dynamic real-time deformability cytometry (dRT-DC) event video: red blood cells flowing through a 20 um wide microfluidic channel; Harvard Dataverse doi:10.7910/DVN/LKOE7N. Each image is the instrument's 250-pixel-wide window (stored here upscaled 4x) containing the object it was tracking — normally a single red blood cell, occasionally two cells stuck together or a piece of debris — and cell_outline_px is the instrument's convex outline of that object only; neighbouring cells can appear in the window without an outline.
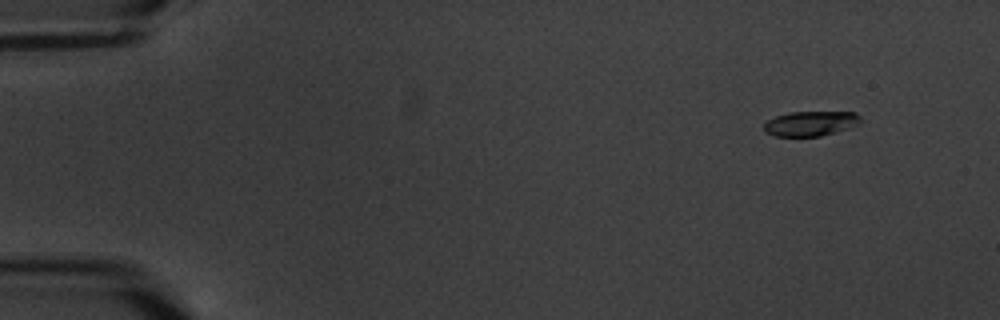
{"species": "common noctule bat (a hibernating species)", "species_latin": "Nyctalus noctula", "temperature_condition": "warm", "stored_images_in_passage": 5, "camera_frame_rate_fps": 3000, "um_per_image_px": 0.085, "animal": {"sex": "male", "body_mass_g": 20.1, "forearm_length_mm": 53.5}, "frame": {"image": 1, "passage_image": 2, "time_ms": 1.333, "image_size_px": [1000, 320], "cell_outline_px": [[860, 124], [836, 132], [820, 136], [776, 136], [764, 132], [764, 124], [768, 120], [776, 116], [788, 112], [856, 112], [860, 116]], "centroid_in_image_um": [68.9, 10.5], "position_along_channel_um": 16.1, "area_um2": 13.99}}
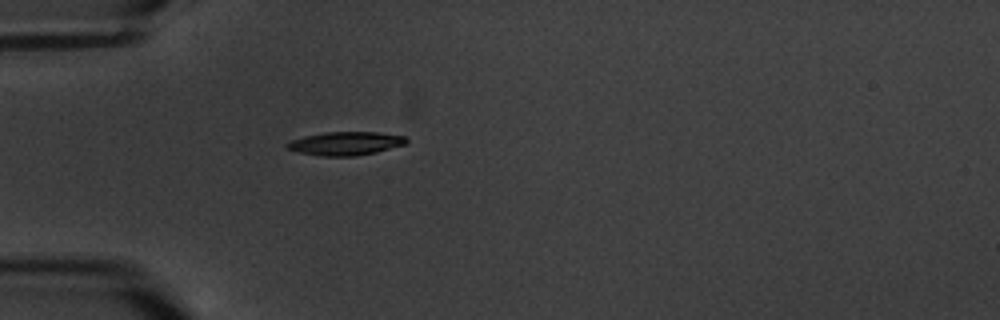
{"frame": {"image": 2, "passage_image": 5, "time_ms": 5.667, "image_size_px": [1000, 320], "cell_outline_px": [[408, 140], [404, 144], [376, 152], [352, 156], [324, 156], [300, 152], [288, 148], [284, 144], [292, 140], [304, 136], [324, 132], [376, 132], [404, 136]], "centroid_in_image_um": [29.36, 12.18], "position_along_channel_um": 55.6, "area_um2": 16.01}}